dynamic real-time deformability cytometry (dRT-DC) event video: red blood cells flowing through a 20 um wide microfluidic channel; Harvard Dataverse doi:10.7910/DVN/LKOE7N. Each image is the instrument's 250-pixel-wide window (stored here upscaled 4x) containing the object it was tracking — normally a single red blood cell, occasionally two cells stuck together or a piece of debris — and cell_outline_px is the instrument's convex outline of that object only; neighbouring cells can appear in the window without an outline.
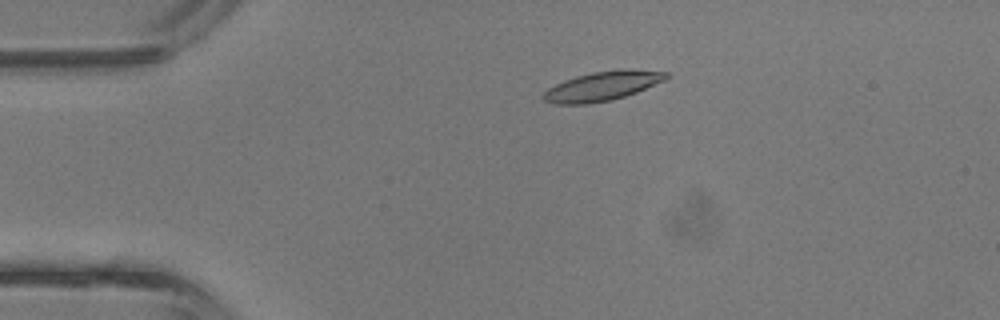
{"species": "common noctule bat (a hibernating species)", "species_latin": "Nyctalus noctula", "temperature_condition": "room temperature", "stored_images_in_passage": 42, "camera_frame_rate_fps": 3000, "um_per_image_px": 0.085, "animal": {"sex": "male", "body_mass_g": 13.3}, "frame": {"image": 1, "passage_image": 9, "time_ms": 2.667, "image_size_px": [1000, 320], "cell_outline_px": [[668, 76], [664, 80], [636, 92], [612, 100], [588, 104], [552, 104], [544, 100], [540, 96], [548, 88], [564, 80], [576, 76], [592, 72], [620, 68], [628, 68], [668, 72]], "centroid_in_image_um": [51.17, 7.31], "position_along_channel_um": 33.8, "area_um2": 21.1}}
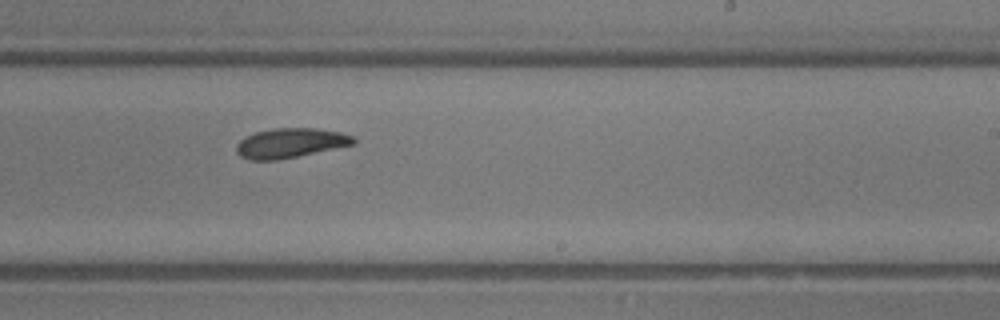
{"frame": {"image": 2, "passage_image": 26, "time_ms": 8.333, "image_size_px": [1000, 320], "cell_outline_px": [[356, 144], [276, 160], [248, 160], [240, 156], [236, 152], [236, 144], [244, 136], [256, 132], [272, 128], [316, 128], [340, 132], [352, 136], [356, 140]], "centroid_in_image_um": [24.65, 12.15], "position_along_channel_um": 264.4, "area_um2": 20.23}}
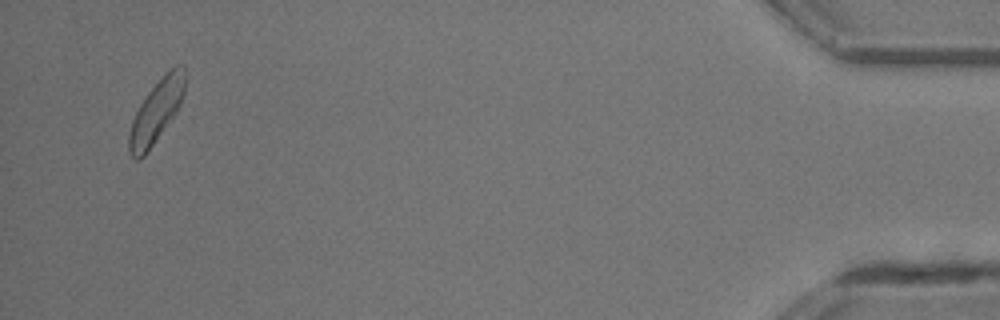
{"frame": {"image": 3, "passage_image": 41, "time_ms": 13.333, "image_size_px": [1000, 320], "cell_outline_px": [[184, 92], [180, 104], [176, 112], [144, 156], [140, 160], [136, 160], [128, 152], [128, 136], [132, 120], [140, 104], [148, 92], [176, 64], [184, 64]], "centroid_in_image_um": [13.26, 9.51], "position_along_channel_um": 421.9, "area_um2": 19.83}, "authors_computed_cell_mechanics": {"area_um2": 20.519, "velocity_mm_per_s": 4.8599, "shape_relaxation_time_tau1_ms": 3.2538, "shape_relaxation_time_tau2_ms": null, "deformation_change_tau1": 0.1184, "deformation_change_tau2": null}}